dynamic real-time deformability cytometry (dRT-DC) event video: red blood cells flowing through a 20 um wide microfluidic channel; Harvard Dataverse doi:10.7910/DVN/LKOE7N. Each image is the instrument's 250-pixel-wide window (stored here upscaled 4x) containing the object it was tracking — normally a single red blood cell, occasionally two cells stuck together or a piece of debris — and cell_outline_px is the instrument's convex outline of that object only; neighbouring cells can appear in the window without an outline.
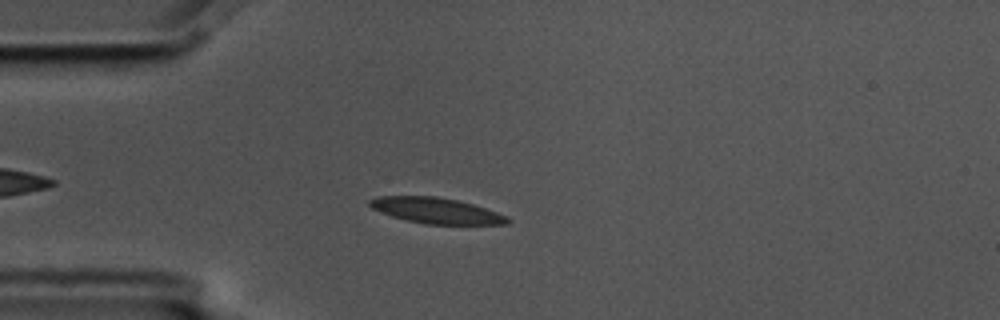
{"species": "common noctule bat (a hibernating species)", "species_latin": "Nyctalus noctula", "temperature_condition": "cold", "stored_images_in_passage": 2, "camera_frame_rate_fps": 3000, "um_per_image_px": 0.085, "animal": {"sex": "male", "body_mass_g": 17.5, "forearm_length_mm": 52.3}, "frame": {"image": 1, "passage_image": 2, "time_ms": 0.333, "image_size_px": [1000, 320], "cell_outline_px": [[512, 220], [508, 224], [424, 224], [392, 216], [372, 208], [368, 204], [368, 200], [376, 196], [436, 196], [456, 200], [472, 204], [508, 216]], "centroid_in_image_um": [37.07, 17.9], "position_along_channel_um": 47.9, "area_um2": 20.52}}